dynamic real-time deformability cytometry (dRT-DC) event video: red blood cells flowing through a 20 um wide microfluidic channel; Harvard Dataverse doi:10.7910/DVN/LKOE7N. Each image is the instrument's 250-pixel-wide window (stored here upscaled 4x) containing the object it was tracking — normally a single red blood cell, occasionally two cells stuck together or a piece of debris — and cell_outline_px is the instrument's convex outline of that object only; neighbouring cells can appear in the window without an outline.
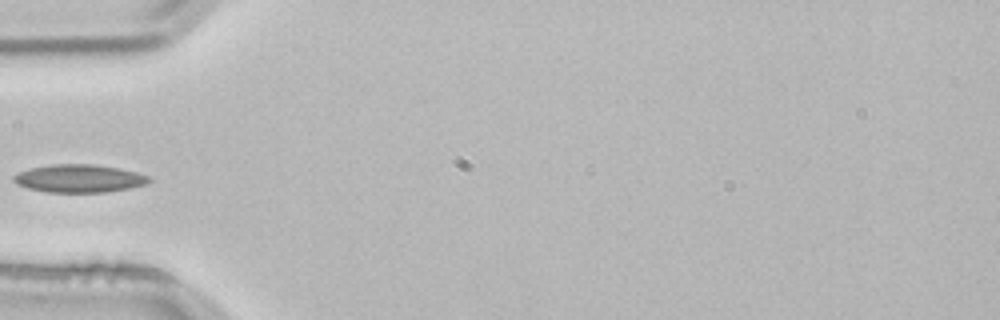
{"species": "common noctule bat (a hibernating species)", "species_latin": "Nyctalus noctula", "temperature_condition": "room temperature", "stored_images_in_passage": 4, "camera_frame_rate_fps": 3000, "um_per_image_px": 0.085, "animal": {"sex": "male", "body_mass_g": 21.5, "forearm_length_mm": 52.0}, "frame": {"image": 1, "passage_image": 4, "time_ms": 1.0, "image_size_px": [1000, 320], "cell_outline_px": [[152, 180], [148, 184], [108, 192], [48, 192], [28, 188], [16, 184], [12, 180], [12, 176], [20, 172], [32, 168], [52, 164], [92, 164], [116, 168], [136, 172], [148, 176]], "centroid_in_image_um": [6.72, 15.17], "position_along_channel_um": 78.3, "area_um2": 21.91}}